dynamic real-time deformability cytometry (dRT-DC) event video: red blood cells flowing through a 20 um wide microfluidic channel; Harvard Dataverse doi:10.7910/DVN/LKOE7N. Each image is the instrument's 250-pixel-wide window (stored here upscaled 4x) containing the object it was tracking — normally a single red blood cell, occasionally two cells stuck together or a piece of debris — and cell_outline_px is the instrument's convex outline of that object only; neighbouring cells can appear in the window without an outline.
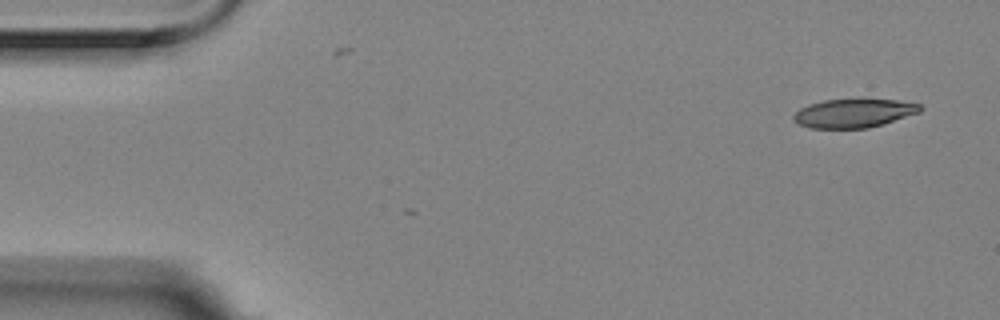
{"species": "Egyptian fruit bat (a non-hibernating species)", "species_latin": "Rousettus aegyptiacus", "temperature_condition": "room temperature", "stored_images_in_passage": 4, "camera_frame_rate_fps": 3000, "um_per_image_px": 0.085, "animal": {"sex": "female"}, "frame": {"image": 1, "passage_image": 1, "time_ms": 0.0, "image_size_px": [1000, 320], "cell_outline_px": [[924, 108], [920, 112], [884, 124], [868, 128], [808, 128], [792, 120], [792, 116], [800, 108], [808, 104], [824, 100], [860, 96], [896, 100], [920, 104]], "centroid_in_image_um": [72.59, 9.57], "position_along_channel_um": 12.4, "area_um2": 22.14}}
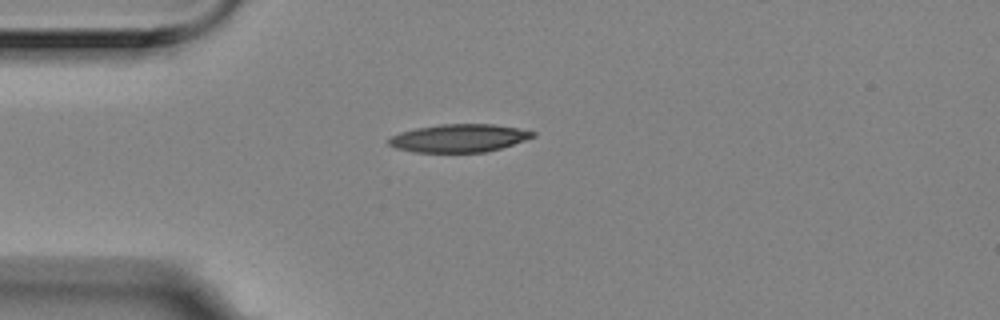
{"frame": {"image": 2, "passage_image": 4, "time_ms": 1.0, "image_size_px": [1000, 320], "cell_outline_px": [[536, 136], [488, 152], [412, 152], [396, 148], [388, 144], [388, 140], [392, 136], [400, 132], [416, 128], [440, 124], [492, 124], [516, 128], [536, 132]], "centroid_in_image_um": [38.99, 11.74], "position_along_channel_um": 46.0, "area_um2": 23.35}}